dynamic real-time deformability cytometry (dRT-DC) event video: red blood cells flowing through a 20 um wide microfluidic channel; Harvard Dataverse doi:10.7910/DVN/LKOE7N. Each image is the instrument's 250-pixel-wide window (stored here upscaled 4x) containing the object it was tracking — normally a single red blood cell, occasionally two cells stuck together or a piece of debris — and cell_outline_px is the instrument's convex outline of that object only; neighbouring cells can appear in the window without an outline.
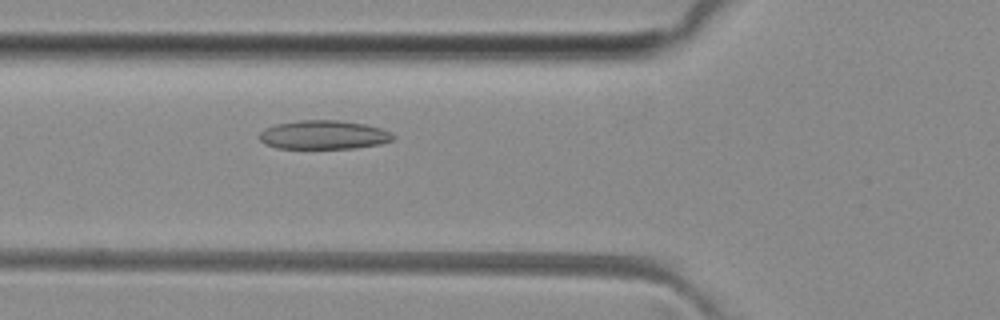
{"species": "common noctule bat (a hibernating species)", "species_latin": "Nyctalus noctula", "temperature_condition": "room temperature", "stored_images_in_passage": 34, "camera_frame_rate_fps": 3000, "um_per_image_px": 0.085, "animal": {"sex": "female", "body_mass_g": 29.2, "forearm_length_mm": 56.3}, "frame": {"image": 1, "passage_image": 7, "time_ms": 2.0, "image_size_px": [1000, 320], "cell_outline_px": [[396, 136], [392, 140], [380, 144], [356, 148], [276, 148], [264, 144], [256, 136], [264, 128], [276, 124], [300, 120], [340, 120], [364, 124], [380, 128], [392, 132]], "centroid_in_image_um": [27.49, 11.46], "position_along_channel_um": 98.3, "area_um2": 22.66}}
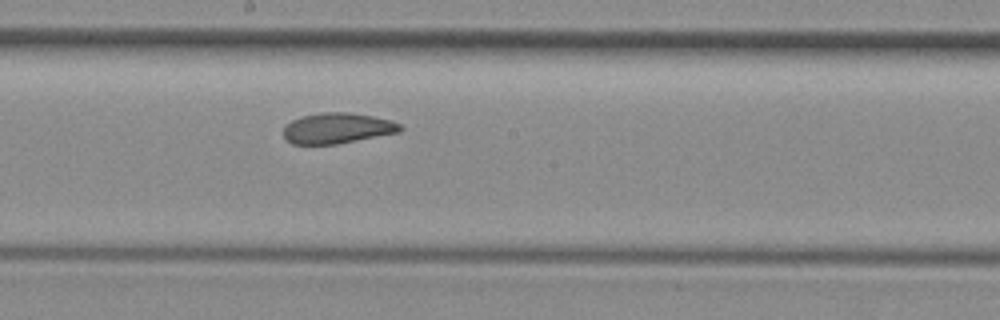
{"frame": {"image": 2, "passage_image": 16, "time_ms": 5.0, "image_size_px": [1000, 320], "cell_outline_px": [[404, 128], [400, 132], [336, 144], [292, 144], [284, 136], [284, 124], [300, 116], [320, 112], [348, 112], [372, 116], [392, 120], [400, 124]], "centroid_in_image_um": [28.67, 10.89], "position_along_channel_um": 219.5, "area_um2": 20.92}}
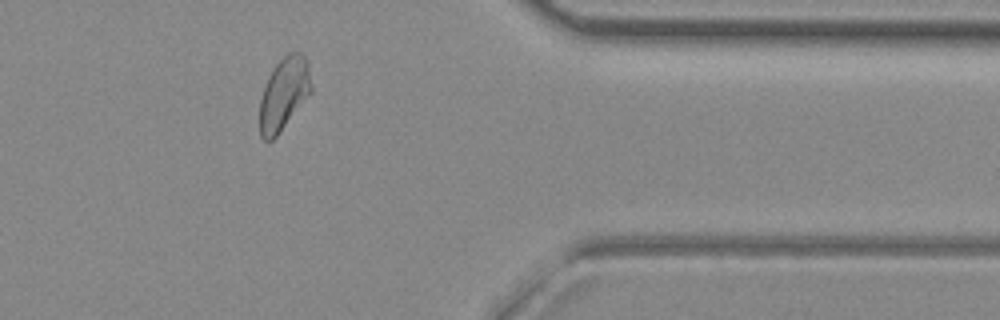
{"frame": {"image": 3, "passage_image": 30, "time_ms": 9.667, "image_size_px": [1000, 320], "cell_outline_px": [[312, 92], [280, 132], [272, 140], [264, 140], [260, 136], [260, 100], [268, 76], [272, 68], [288, 52], [304, 52], [308, 60], [312, 88]], "centroid_in_image_um": [24.16, 7.94], "position_along_channel_um": 387.2, "area_um2": 21.96}, "authors_computed_cell_mechanics": {"area_um2": 21.8195, "velocity_mm_per_s": 4.0422, "shape_relaxation_time_tau1_ms": null, "shape_relaxation_time_tau2_ms": 2.7845, "deformation_change_tau1": null, "deformation_change_tau2": 0.094}}